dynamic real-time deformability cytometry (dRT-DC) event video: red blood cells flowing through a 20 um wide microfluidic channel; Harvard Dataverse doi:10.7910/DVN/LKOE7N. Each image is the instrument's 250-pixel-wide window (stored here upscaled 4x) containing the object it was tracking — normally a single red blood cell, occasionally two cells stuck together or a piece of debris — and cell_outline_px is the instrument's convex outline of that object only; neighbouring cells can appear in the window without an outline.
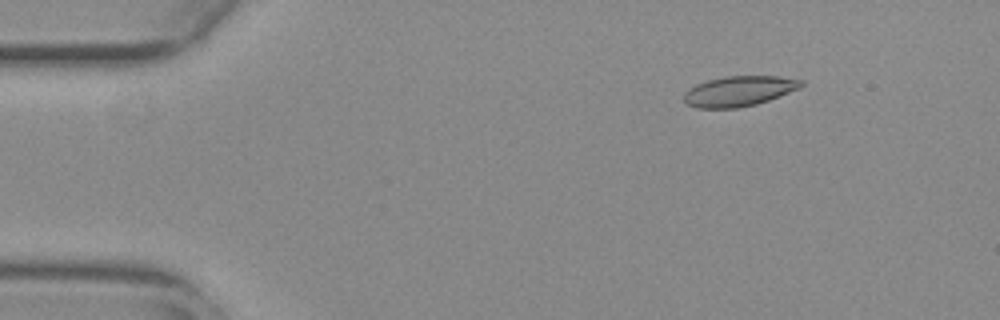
{"species": "common noctule bat (a hibernating species)", "species_latin": "Nyctalus noctula", "temperature_condition": "warm", "stored_images_in_passage": 56, "camera_frame_rate_fps": 3000, "um_per_image_px": 0.085, "animal": {"sex": "female", "body_mass_g": 29.2, "forearm_length_mm": 56.3}, "frame": {"image": 1, "passage_image": 8, "time_ms": 2.333, "image_size_px": [1000, 320], "cell_outline_px": [[804, 84], [800, 88], [768, 100], [756, 104], [736, 108], [696, 108], [684, 104], [684, 92], [688, 88], [696, 84], [708, 80], [724, 76], [780, 76], [804, 80]], "centroid_in_image_um": [62.79, 7.74], "position_along_channel_um": 22.2, "area_um2": 20.81}}
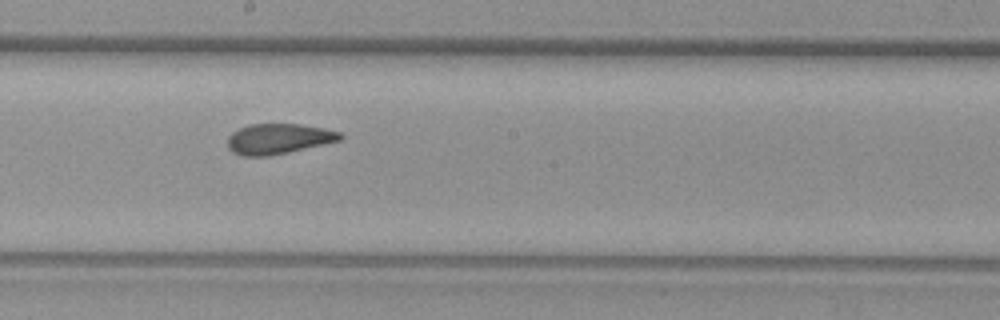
{"frame": {"image": 2, "passage_image": 31, "time_ms": 10.0, "image_size_px": [1000, 320], "cell_outline_px": [[344, 136], [340, 140], [288, 152], [268, 156], [244, 156], [232, 152], [228, 148], [228, 136], [232, 132], [248, 124], [300, 124], [324, 128], [340, 132]], "centroid_in_image_um": [23.65, 11.79], "position_along_channel_um": 224.6, "area_um2": 19.83}}
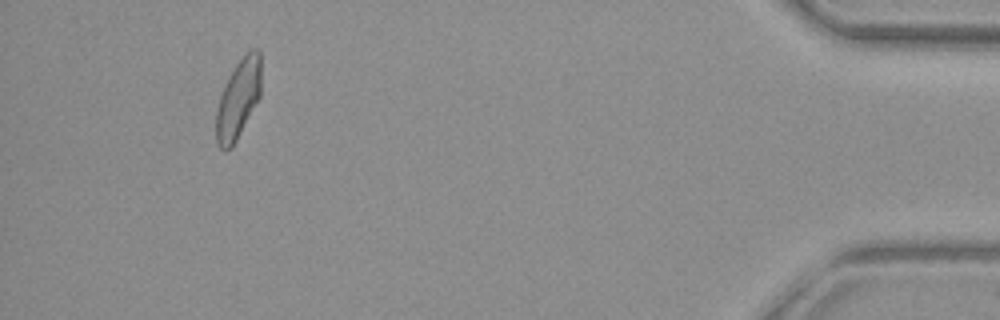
{"frame": {"image": 3, "passage_image": 52, "time_ms": 17.0, "image_size_px": [1000, 320], "cell_outline_px": [[260, 96], [232, 148], [224, 152], [216, 144], [216, 112], [220, 96], [224, 84], [228, 76], [236, 64], [252, 48], [256, 48], [260, 52]], "centroid_in_image_um": [20.23, 8.45], "position_along_channel_um": 415.0, "area_um2": 20.63}, "authors_computed_cell_mechanics": {"area_um2": 20.5768, "velocity_mm_per_s": 3.7407, "shape_relaxation_time_tau1_ms": null, "shape_relaxation_time_tau2_ms": 2.0412, "deformation_change_tau1": null, "deformation_change_tau2": 0.0841}}